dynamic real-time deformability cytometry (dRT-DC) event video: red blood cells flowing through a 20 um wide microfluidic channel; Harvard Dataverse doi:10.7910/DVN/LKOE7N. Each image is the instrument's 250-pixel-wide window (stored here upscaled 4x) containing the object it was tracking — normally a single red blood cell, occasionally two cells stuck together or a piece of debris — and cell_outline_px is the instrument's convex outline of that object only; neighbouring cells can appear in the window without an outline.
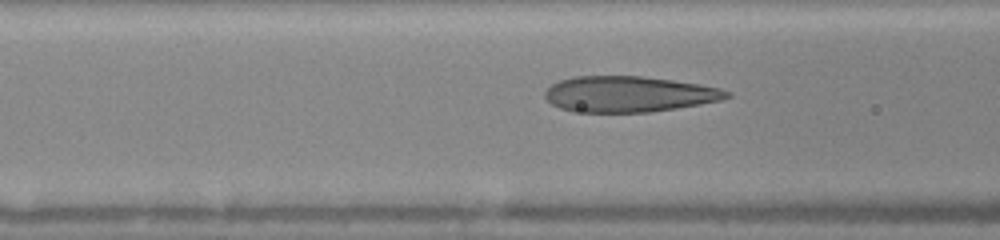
{"species": "human", "species_latin": "Homo sapiens", "temperature_condition": "warm", "stored_images_in_passage": 16, "camera_frame_rate_fps": 3000, "um_per_image_px": 0.085, "donor": {"sex": "female"}, "frame": {"image": 1, "passage_image": 14, "time_ms": 4.333, "image_size_px": [1000, 240], "cell_outline_px": [[732, 96], [720, 100], [700, 104], [652, 112], [572, 112], [560, 108], [552, 104], [544, 96], [544, 92], [552, 84], [560, 80], [572, 76], [640, 76], [672, 80], [700, 84], [720, 88], [732, 92]], "centroid_in_image_um": [53.45, 8.0], "position_along_channel_um": 113.2, "area_um2": 38.09}}